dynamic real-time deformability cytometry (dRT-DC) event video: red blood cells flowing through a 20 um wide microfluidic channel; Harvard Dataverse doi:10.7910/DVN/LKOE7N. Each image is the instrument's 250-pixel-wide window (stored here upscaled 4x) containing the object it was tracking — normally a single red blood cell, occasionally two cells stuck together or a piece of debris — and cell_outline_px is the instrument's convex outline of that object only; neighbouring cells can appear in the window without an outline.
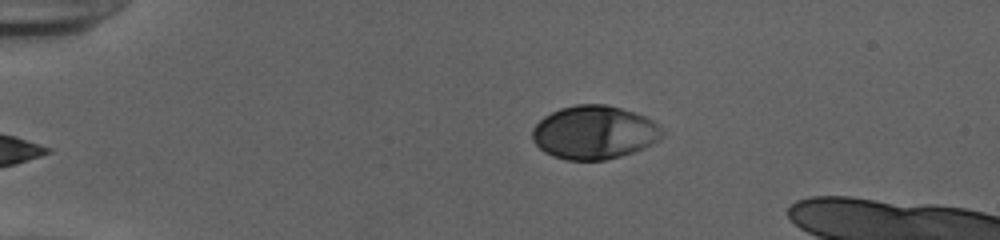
{"species": "human", "species_latin": "Homo sapiens", "temperature_condition": "cold", "stored_images_in_passage": 41, "camera_frame_rate_fps": 3000, "um_per_image_px": 0.085, "donor": {"sex": "female"}, "frame": {"image": 1, "passage_image": 1, "time_ms": 0.0, "image_size_px": [1000, 240], "cell_outline_px": [[664, 136], [660, 140], [644, 148], [620, 156], [604, 160], [568, 160], [552, 156], [544, 152], [532, 140], [532, 128], [544, 116], [560, 108], [576, 104], [604, 104], [620, 108], [644, 116], [660, 124], [664, 132]], "centroid_in_image_um": [50.52, 11.26], "position_along_channel_um": 34.5, "area_um2": 40.63}}
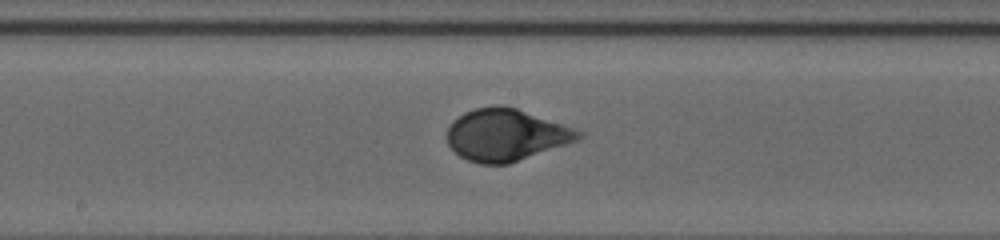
{"frame": {"image": 2, "passage_image": 19, "time_ms": 6.0, "image_size_px": [1000, 240], "cell_outline_px": [[584, 136], [580, 140], [508, 164], [480, 164], [468, 160], [460, 156], [448, 144], [448, 128], [452, 120], [464, 112], [476, 108], [496, 104], [500, 104], [516, 108], [584, 132]], "centroid_in_image_um": [43.01, 11.46], "position_along_channel_um": 205.2, "area_um2": 39.71}}
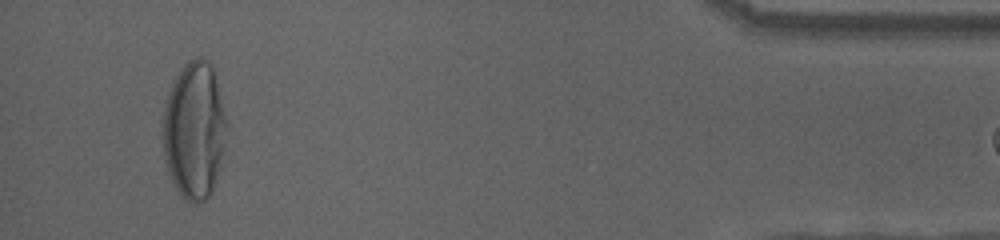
{"frame": {"image": 3, "passage_image": 40, "time_ms": 13.0, "image_size_px": [1000, 240], "cell_outline_px": [[228, 124], [224, 144], [212, 188], [208, 196], [204, 200], [196, 204], [192, 204], [176, 188], [172, 180], [164, 160], [164, 108], [172, 84], [176, 76], [184, 64], [188, 60], [196, 56], [200, 56], [208, 60], [212, 64], [228, 120]], "centroid_in_image_um": [16.53, 11.0], "position_along_channel_um": 418.7, "area_um2": 50.46}}